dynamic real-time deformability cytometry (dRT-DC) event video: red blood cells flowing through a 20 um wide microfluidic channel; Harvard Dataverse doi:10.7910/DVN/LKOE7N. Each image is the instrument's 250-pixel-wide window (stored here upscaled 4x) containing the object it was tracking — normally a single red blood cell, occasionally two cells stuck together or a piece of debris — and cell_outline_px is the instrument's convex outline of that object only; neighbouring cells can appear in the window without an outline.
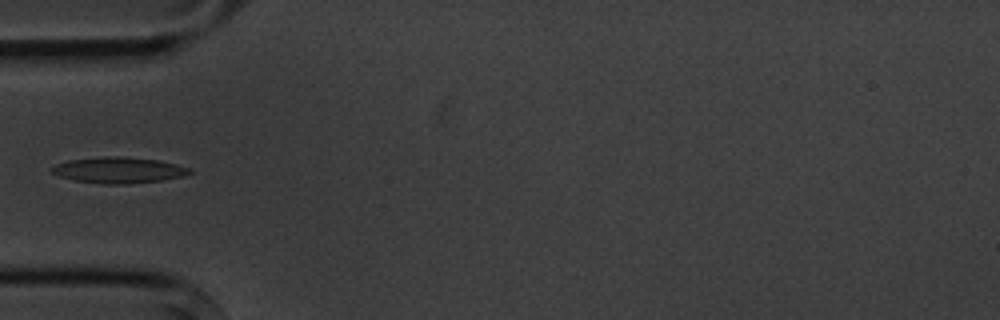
{"species": "common noctule bat (a hibernating species)", "species_latin": "Nyctalus noctula", "temperature_condition": "cold", "stored_images_in_passage": 5, "camera_frame_rate_fps": 3000, "um_per_image_px": 0.085, "animal": {"sex": "male", "body_mass_g": 20.1, "forearm_length_mm": 53.5}, "frame": {"image": 1, "passage_image": 5, "time_ms": 5.667, "image_size_px": [1000, 320], "cell_outline_px": [[192, 172], [184, 176], [160, 180], [124, 184], [104, 184], [76, 180], [56, 176], [48, 172], [48, 168], [56, 164], [68, 160], [100, 156], [124, 156], [160, 160], [192, 168]], "centroid_in_image_um": [10.03, 14.44], "position_along_channel_um": 75.0, "area_um2": 21.21}}